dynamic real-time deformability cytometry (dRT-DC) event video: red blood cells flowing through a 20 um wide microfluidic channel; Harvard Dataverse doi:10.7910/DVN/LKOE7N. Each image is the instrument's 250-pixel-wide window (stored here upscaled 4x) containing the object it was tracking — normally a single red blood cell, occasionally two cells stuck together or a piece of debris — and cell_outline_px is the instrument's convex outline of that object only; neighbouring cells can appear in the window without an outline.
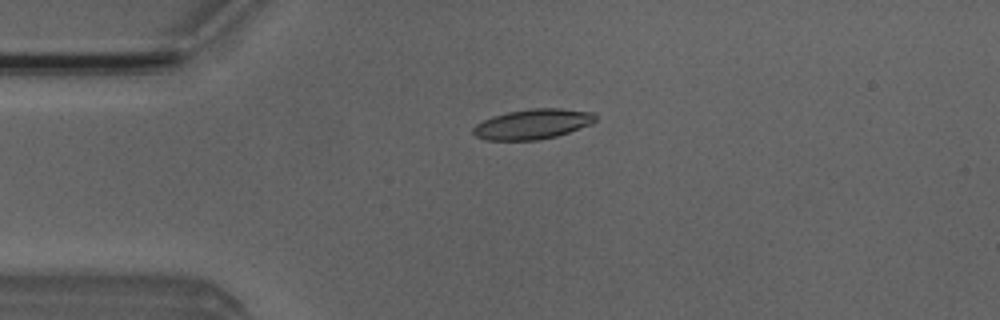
{"species": "Egyptian fruit bat (a non-hibernating species)", "species_latin": "Rousettus aegyptiacus", "temperature_condition": "room temperature", "stored_images_in_passage": 45, "camera_frame_rate_fps": 3000, "um_per_image_px": 0.085, "animal": {"sex": "male"}, "frame": {"image": 1, "passage_image": 6, "time_ms": 1.667, "image_size_px": [1000, 320], "cell_outline_px": [[596, 120], [592, 124], [556, 136], [536, 140], [484, 140], [476, 136], [472, 132], [472, 128], [476, 124], [492, 116], [508, 112], [532, 108], [560, 108], [596, 112]], "centroid_in_image_um": [45.29, 10.54], "position_along_channel_um": 39.7, "area_um2": 21.5}}
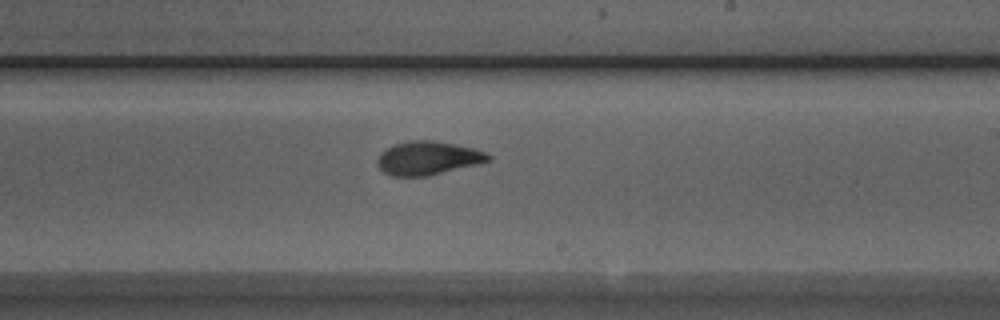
{"frame": {"image": 2, "passage_image": 24, "time_ms": 7.667, "image_size_px": [1000, 320], "cell_outline_px": [[492, 160], [480, 164], [428, 176], [392, 176], [384, 172], [376, 164], [376, 160], [380, 152], [384, 148], [408, 140], [432, 140], [472, 148], [484, 152], [492, 156]], "centroid_in_image_um": [36.35, 13.44], "position_along_channel_um": 252.6, "area_um2": 21.85}}
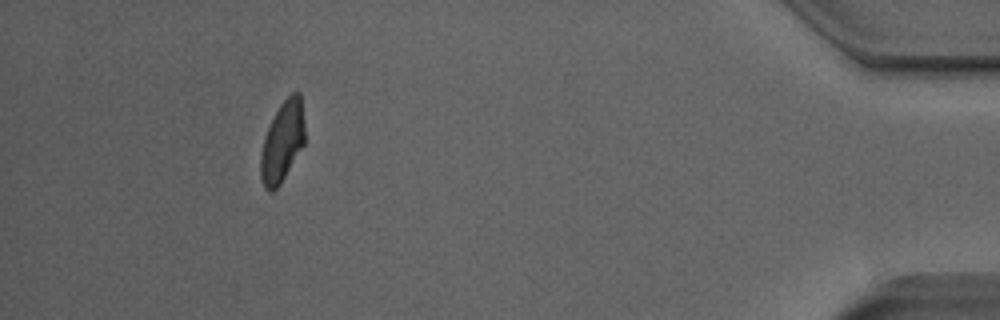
{"frame": {"image": 3, "passage_image": 41, "time_ms": 13.333, "image_size_px": [1000, 320], "cell_outline_px": [[304, 144], [280, 184], [272, 192], [268, 192], [264, 188], [260, 176], [260, 156], [264, 136], [280, 104], [292, 92], [300, 92], [304, 124]], "centroid_in_image_um": [23.98, 12.07], "position_along_channel_um": 411.2, "area_um2": 20.58}, "authors_computed_cell_mechanics": {"area_um2": 21.4438, "velocity_mm_per_s": 3.9619, "shape_relaxation_time_tau1_ms": 3.8648, "shape_relaxation_time_tau2_ms": 1.2098, "deformation_change_tau1": 0.1654, "deformation_change_tau2": 0.0625}}